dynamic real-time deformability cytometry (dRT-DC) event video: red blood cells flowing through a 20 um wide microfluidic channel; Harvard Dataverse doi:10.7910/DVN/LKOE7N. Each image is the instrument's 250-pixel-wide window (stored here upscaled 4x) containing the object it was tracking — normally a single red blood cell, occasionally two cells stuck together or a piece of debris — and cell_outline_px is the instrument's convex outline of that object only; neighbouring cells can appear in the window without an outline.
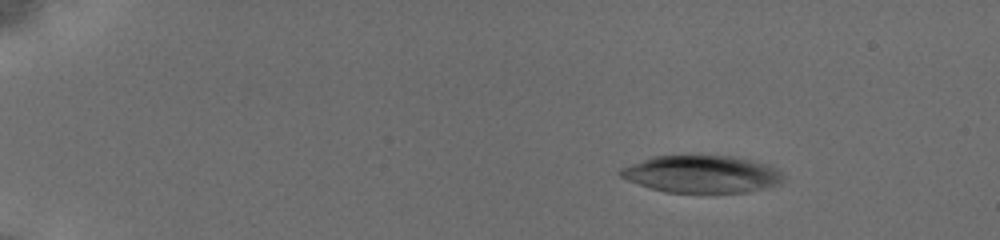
{"species": "common noctule bat (a hibernating species)", "species_latin": "Nyctalus noctula", "temperature_condition": "cold", "stored_images_in_passage": 38, "camera_frame_rate_fps": 3000, "um_per_image_px": 0.085, "animal": {"sex": "female", "body_mass_g": 19.5, "forearm_length_mm": 54.1}, "frame": {"image": 1, "passage_image": 9, "time_ms": 2.667, "image_size_px": [1000, 240], "cell_outline_px": [[780, 180], [772, 184], [760, 188], [744, 192], [668, 192], [652, 188], [628, 180], [620, 176], [620, 172], [624, 168], [652, 156], [736, 156], [768, 164], [780, 176]], "centroid_in_image_um": [59.59, 14.78], "position_along_channel_um": 25.4, "area_um2": 34.1}}
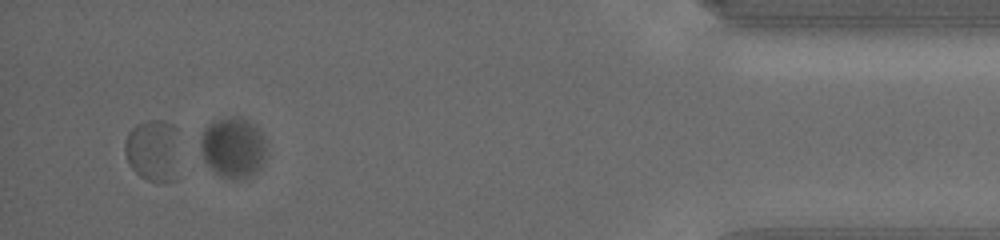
{"frame": {"image": 2, "passage_image": 36, "time_ms": 18.333, "image_size_px": [1000, 240], "cell_outline_px": [[176, 180], [164, 184], [160, 184], [148, 180], [140, 176], [132, 168], [128, 160], [124, 148], [124, 144], [128, 132], [136, 124], [144, 120], [156, 120], [172, 124], [176, 128]], "centroid_in_image_um": [12.99, 12.81], "position_along_channel_um": 422.2, "area_um2": 19.71}}